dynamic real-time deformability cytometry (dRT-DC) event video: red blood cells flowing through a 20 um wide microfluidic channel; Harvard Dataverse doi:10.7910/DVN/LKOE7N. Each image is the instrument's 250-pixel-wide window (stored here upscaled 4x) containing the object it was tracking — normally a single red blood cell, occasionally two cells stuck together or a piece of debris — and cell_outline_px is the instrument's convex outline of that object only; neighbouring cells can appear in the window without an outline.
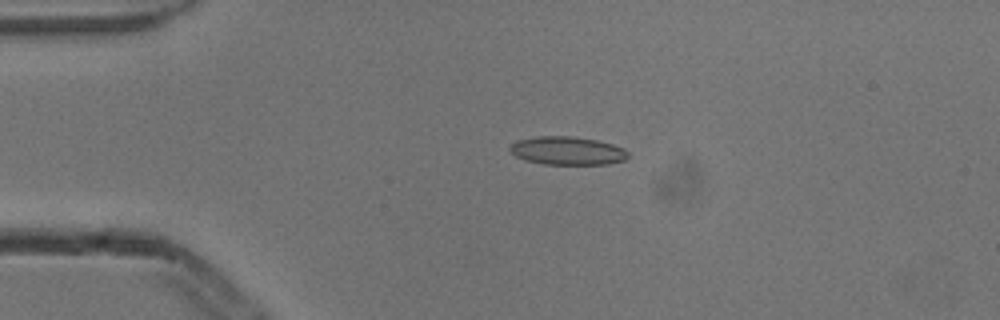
{"species": "common noctule bat (a hibernating species)", "species_latin": "Nyctalus noctula", "temperature_condition": "cold", "stored_images_in_passage": 5, "camera_frame_rate_fps": 3000, "um_per_image_px": 0.085, "animal": {"sex": "male", "body_mass_g": 13.3}, "frame": {"image": 1, "passage_image": 4, "time_ms": 1.0, "image_size_px": [1000, 320], "cell_outline_px": [[628, 156], [624, 160], [608, 164], [544, 164], [524, 160], [516, 156], [508, 148], [516, 140], [536, 136], [572, 136], [596, 140], [612, 144], [624, 148], [628, 152]], "centroid_in_image_um": [48.21, 12.81], "position_along_channel_um": 36.8, "area_um2": 19.48}}